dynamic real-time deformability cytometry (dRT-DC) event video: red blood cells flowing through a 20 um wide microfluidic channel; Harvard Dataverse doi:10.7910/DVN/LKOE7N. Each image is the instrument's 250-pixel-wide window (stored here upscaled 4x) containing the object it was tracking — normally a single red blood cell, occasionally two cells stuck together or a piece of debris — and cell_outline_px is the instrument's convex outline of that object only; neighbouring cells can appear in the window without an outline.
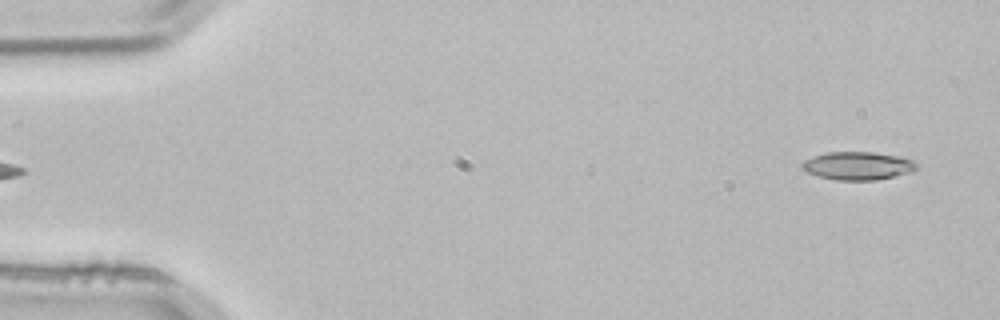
{"species": "common noctule bat (a hibernating species)", "species_latin": "Nyctalus noctula", "temperature_condition": "room temperature", "stored_images_in_passage": 3, "segment_of_instrument_passage": [2, 2], "camera_frame_rate_fps": 3000, "um_per_image_px": 0.085, "animal": {"sex": "male", "body_mass_g": 21.5, "forearm_length_mm": 52.0}, "frame": {"image": 1, "passage_image": 3, "time_ms": 0.667, "image_size_px": [1000, 320], "cell_outline_px": [[920, 164], [912, 172], [876, 180], [836, 180], [820, 176], [808, 172], [800, 164], [804, 160], [812, 156], [828, 152], [872, 152], [900, 156], [912, 160]], "centroid_in_image_um": [72.95, 14.08], "position_along_channel_um": 12.1, "area_um2": 18.73}}